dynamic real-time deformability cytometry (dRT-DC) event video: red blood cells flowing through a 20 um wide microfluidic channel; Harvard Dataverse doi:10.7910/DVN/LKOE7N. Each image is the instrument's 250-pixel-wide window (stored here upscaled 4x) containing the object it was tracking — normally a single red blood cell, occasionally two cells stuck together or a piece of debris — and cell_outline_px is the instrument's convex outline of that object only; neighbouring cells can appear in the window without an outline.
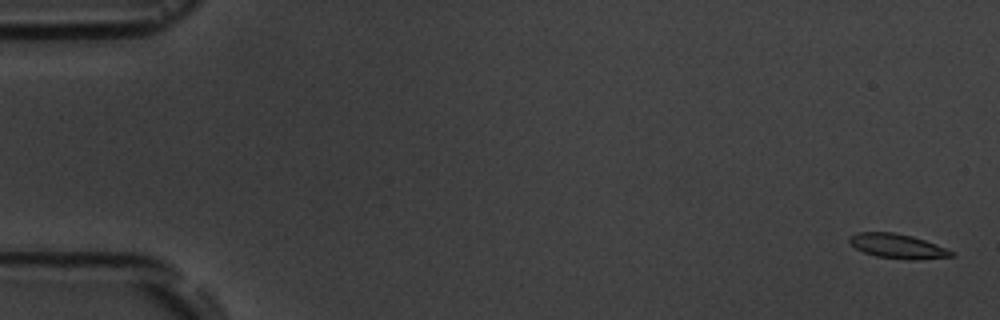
{"species": "common noctule bat (a hibernating species)", "species_latin": "Nyctalus noctula", "temperature_condition": "room temperature", "stored_images_in_passage": 10, "camera_frame_rate_fps": 3000, "um_per_image_px": 0.085, "animal": {"sex": "male", "body_mass_g": 19.5, "forearm_length_mm": 54.6}, "frame": {"image": 1, "passage_image": 1, "time_ms": 0.0, "image_size_px": [1000, 320], "cell_outline_px": [[956, 256], [916, 260], [912, 260], [876, 256], [864, 252], [856, 248], [848, 240], [848, 236], [856, 232], [896, 232], [912, 236], [936, 244], [952, 252]], "centroid_in_image_um": [76.27, 20.91], "position_along_channel_um": 8.7, "area_um2": 14.51}}
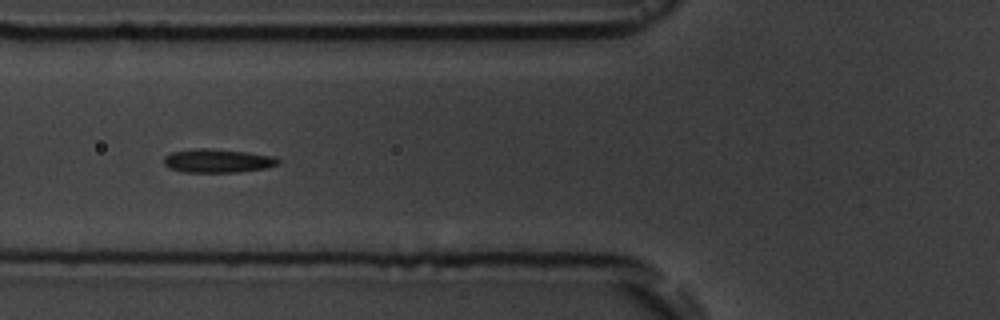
{"frame": {"image": 2, "passage_image": 7, "time_ms": 6.667, "image_size_px": [1000, 320], "cell_outline_px": [[280, 164], [268, 168], [236, 172], [184, 172], [168, 168], [164, 164], [164, 156], [172, 152], [192, 148], [204, 148], [244, 152], [276, 156], [280, 160]], "centroid_in_image_um": [18.51, 13.67], "position_along_channel_um": 107.3, "area_um2": 15.84}}
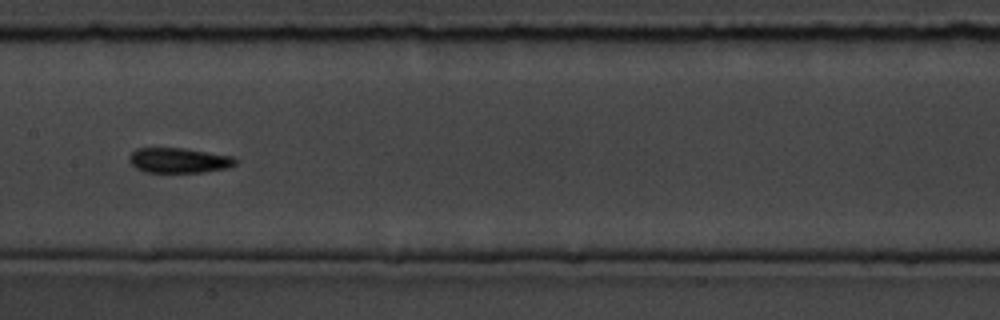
{"frame": {"image": 3, "passage_image": 9, "time_ms": 9.0, "image_size_px": [1000, 320], "cell_outline_px": [[236, 164], [228, 168], [204, 172], [144, 172], [136, 168], [128, 160], [128, 156], [136, 148], [184, 148], [232, 156], [236, 160]], "centroid_in_image_um": [15.18, 13.63], "position_along_channel_um": 192.2, "area_um2": 15.55}}